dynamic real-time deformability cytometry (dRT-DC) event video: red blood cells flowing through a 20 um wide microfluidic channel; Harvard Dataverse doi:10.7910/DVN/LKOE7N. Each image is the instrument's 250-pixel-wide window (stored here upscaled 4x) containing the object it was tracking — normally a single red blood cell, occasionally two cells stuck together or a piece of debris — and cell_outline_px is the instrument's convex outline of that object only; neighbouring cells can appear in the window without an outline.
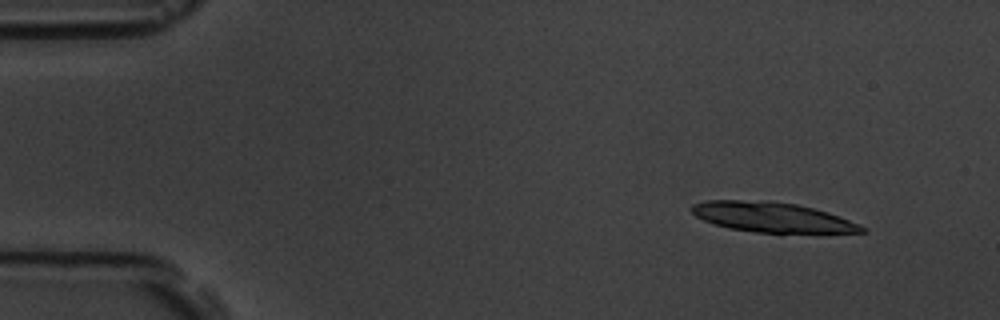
{"species": "common noctule bat (a hibernating species)", "species_latin": "Nyctalus noctula", "temperature_condition": "room temperature", "stored_images_in_passage": 4, "camera_frame_rate_fps": 3000, "um_per_image_px": 0.085, "animal": {"sex": "male", "body_mass_g": 19.5, "forearm_length_mm": 54.6}, "frame": {"image": 1, "passage_image": 1, "time_ms": 0.0, "image_size_px": [1000, 320], "cell_outline_px": [[868, 228], [864, 232], [756, 232], [728, 228], [704, 220], [696, 216], [688, 208], [692, 204], [708, 200], [768, 200], [796, 204], [828, 212], [860, 224]], "centroid_in_image_um": [65.59, 18.44], "position_along_channel_um": 19.4, "area_um2": 29.48}}